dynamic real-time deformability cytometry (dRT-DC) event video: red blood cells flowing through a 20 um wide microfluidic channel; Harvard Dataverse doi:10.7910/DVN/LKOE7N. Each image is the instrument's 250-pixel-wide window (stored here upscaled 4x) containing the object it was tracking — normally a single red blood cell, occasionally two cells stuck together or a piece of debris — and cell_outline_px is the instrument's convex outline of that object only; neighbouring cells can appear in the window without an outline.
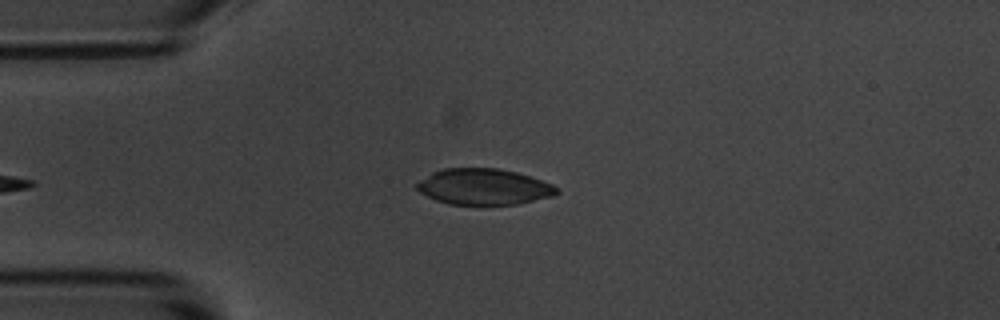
{"species": "common noctule bat (a hibernating species)", "species_latin": "Nyctalus noctula", "temperature_condition": "room temperature", "stored_images_in_passage": 5, "camera_frame_rate_fps": 3000, "um_per_image_px": 0.085, "animal": {"sex": "male", "body_mass_g": 20.1, "forearm_length_mm": 53.5}, "frame": {"image": 1, "passage_image": 5, "time_ms": 4.667, "image_size_px": [1000, 320], "cell_outline_px": [[560, 192], [552, 196], [516, 204], [448, 204], [436, 200], [420, 192], [416, 188], [416, 184], [420, 180], [432, 172], [444, 168], [496, 168], [516, 172], [552, 184]], "centroid_in_image_um": [41.09, 15.87], "position_along_channel_um": 43.9, "area_um2": 29.02}}